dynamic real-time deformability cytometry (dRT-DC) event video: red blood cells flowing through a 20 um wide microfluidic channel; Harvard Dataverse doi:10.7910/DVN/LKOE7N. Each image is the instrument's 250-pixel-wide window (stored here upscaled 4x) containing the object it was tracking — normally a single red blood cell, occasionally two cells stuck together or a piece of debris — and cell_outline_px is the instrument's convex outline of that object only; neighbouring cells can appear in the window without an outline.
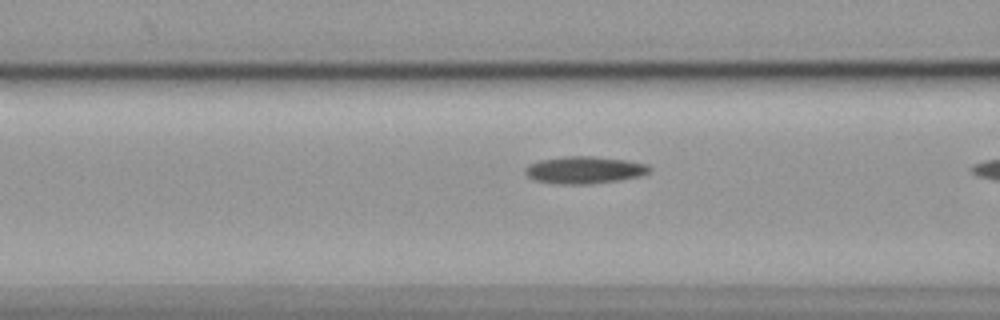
{"species": "common noctule bat (a hibernating species)", "species_latin": "Nyctalus noctula", "temperature_condition": "cold", "stored_images_in_passage": 10, "camera_frame_rate_fps": 3000, "um_per_image_px": 0.085, "animal": {"sex": "female", "body_mass_g": 19.9}, "frame": {"image": 1, "passage_image": 9, "time_ms": 2.667, "image_size_px": [1000, 320], "cell_outline_px": [[652, 168], [648, 172], [640, 176], [620, 180], [592, 184], [552, 184], [536, 180], [528, 176], [524, 172], [524, 168], [528, 164], [540, 160], [564, 156], [592, 156], [624, 160], [648, 164]], "centroid_in_image_um": [49.65, 14.45], "position_along_channel_um": 116.9, "area_um2": 19.83}}